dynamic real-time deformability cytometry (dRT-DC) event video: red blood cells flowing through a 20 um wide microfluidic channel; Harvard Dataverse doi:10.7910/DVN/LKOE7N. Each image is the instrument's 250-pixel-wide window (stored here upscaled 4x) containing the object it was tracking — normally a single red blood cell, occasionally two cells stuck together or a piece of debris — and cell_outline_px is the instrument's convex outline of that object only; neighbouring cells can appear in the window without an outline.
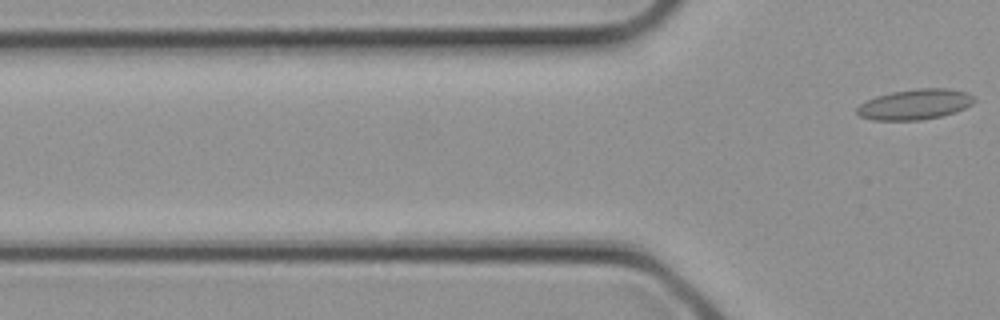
{"species": "common noctule bat (a hibernating species)", "species_latin": "Nyctalus noctula", "temperature_condition": "cold", "stored_images_in_passage": 3, "camera_frame_rate_fps": 3000, "um_per_image_px": 0.085, "animal": {"sex": "female", "body_mass_g": 21.9}, "frame": {"image": 1, "passage_image": 3, "time_ms": 0.667, "image_size_px": [1000, 320], "cell_outline_px": [[976, 100], [972, 104], [956, 112], [940, 116], [920, 120], [872, 120], [860, 116], [856, 112], [856, 108], [860, 104], [876, 96], [892, 92], [916, 88], [948, 88], [968, 92]], "centroid_in_image_um": [77.78, 8.86], "position_along_channel_um": 48.0, "area_um2": 20.81}}